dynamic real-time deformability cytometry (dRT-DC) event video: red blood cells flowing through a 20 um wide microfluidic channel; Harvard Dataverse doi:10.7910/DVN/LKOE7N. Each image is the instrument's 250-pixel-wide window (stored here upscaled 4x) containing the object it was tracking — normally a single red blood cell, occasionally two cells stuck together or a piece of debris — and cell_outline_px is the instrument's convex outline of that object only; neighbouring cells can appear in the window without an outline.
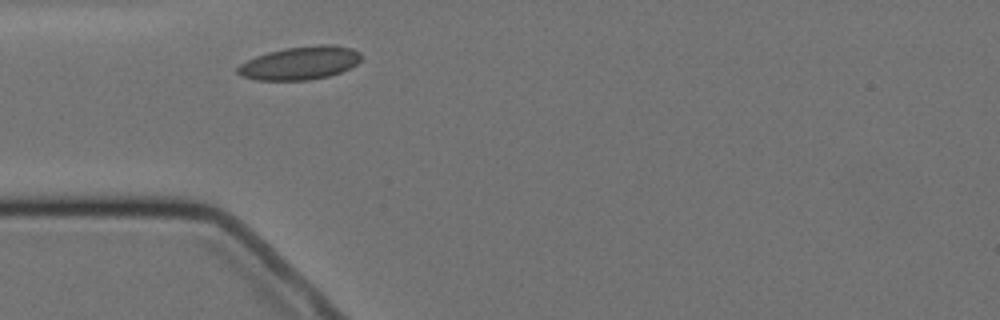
{"species": "Egyptian fruit bat (a non-hibernating species)", "species_latin": "Rousettus aegyptiacus", "temperature_condition": "cold", "stored_images_in_passage": 3, "camera_frame_rate_fps": 3000, "um_per_image_px": 0.085, "animal": {"sex": "female"}, "frame": {"image": 1, "passage_image": 1, "time_ms": 0.0, "image_size_px": [1000, 320], "cell_outline_px": [[360, 60], [356, 64], [340, 72], [328, 76], [308, 80], [256, 80], [240, 76], [236, 72], [236, 68], [240, 64], [256, 56], [268, 52], [284, 48], [316, 44], [332, 44], [352, 48], [360, 52]], "centroid_in_image_um": [25.48, 5.35], "position_along_channel_um": 59.5, "area_um2": 23.99}}
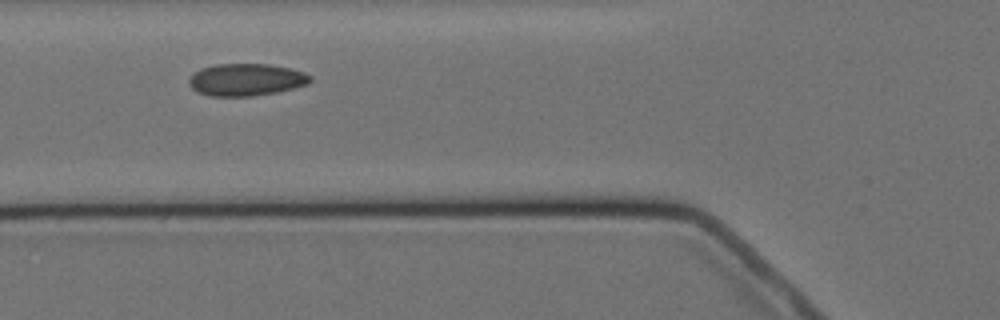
{"frame": {"image": 2, "passage_image": 2, "time_ms": 1.333, "image_size_px": [1000, 320], "cell_outline_px": [[312, 80], [308, 84], [276, 92], [252, 96], [212, 96], [200, 92], [192, 88], [188, 84], [188, 80], [200, 68], [216, 64], [268, 64], [288, 68], [304, 72], [312, 76]], "centroid_in_image_um": [20.93, 6.77], "position_along_channel_um": 104.9, "area_um2": 22.6}}
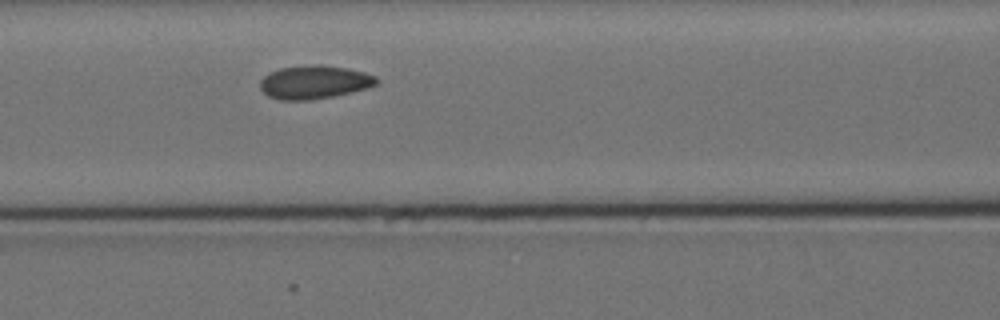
{"frame": {"image": 3, "passage_image": 3, "time_ms": 2.333, "image_size_px": [1000, 320], "cell_outline_px": [[380, 80], [376, 84], [368, 88], [332, 96], [308, 100], [280, 100], [268, 96], [260, 88], [260, 80], [264, 76], [280, 68], [308, 64], [320, 64], [348, 68], [364, 72], [376, 76]], "centroid_in_image_um": [26.73, 6.97], "position_along_channel_um": 139.9, "area_um2": 22.72}}